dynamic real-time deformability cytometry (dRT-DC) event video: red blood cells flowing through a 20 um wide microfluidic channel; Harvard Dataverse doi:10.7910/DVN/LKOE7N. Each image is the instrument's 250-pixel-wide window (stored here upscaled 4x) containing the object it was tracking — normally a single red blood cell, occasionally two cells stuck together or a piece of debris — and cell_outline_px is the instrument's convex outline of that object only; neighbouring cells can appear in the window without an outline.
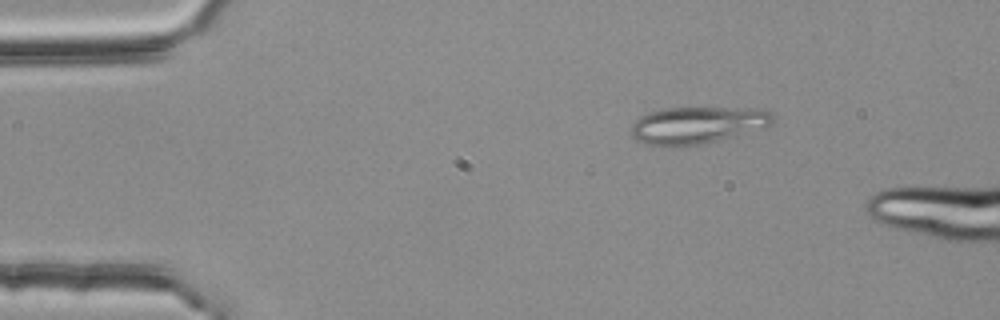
{"species": "common noctule bat (a hibernating species)", "species_latin": "Nyctalus noctula", "temperature_condition": "room temperature", "stored_images_in_passage": 44, "camera_frame_rate_fps": 3000, "um_per_image_px": 0.085, "animal": {"sex": "female", "body_mass_g": 25.1}, "frame": {"image": 1, "passage_image": 2, "time_ms": 0.333, "image_size_px": [1000, 320], "cell_outline_px": [[776, 112], [772, 124], [768, 128], [700, 144], [668, 148], [660, 148], [648, 144], [632, 136], [632, 124], [640, 116], [648, 112], [664, 108], [764, 108]], "centroid_in_image_um": [59.35, 10.63], "position_along_channel_um": 25.6, "area_um2": 31.21}}
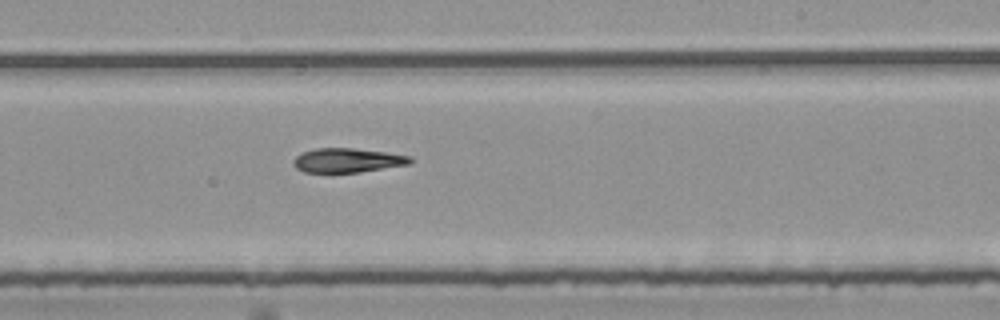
{"frame": {"image": 2, "passage_image": 26, "time_ms": 8.333, "image_size_px": [1000, 320], "cell_outline_px": [[412, 164], [360, 172], [304, 172], [296, 168], [292, 160], [300, 152], [316, 148], [352, 148], [384, 152], [412, 156]], "centroid_in_image_um": [29.54, 13.62], "position_along_channel_um": 259.5, "area_um2": 16.59}}
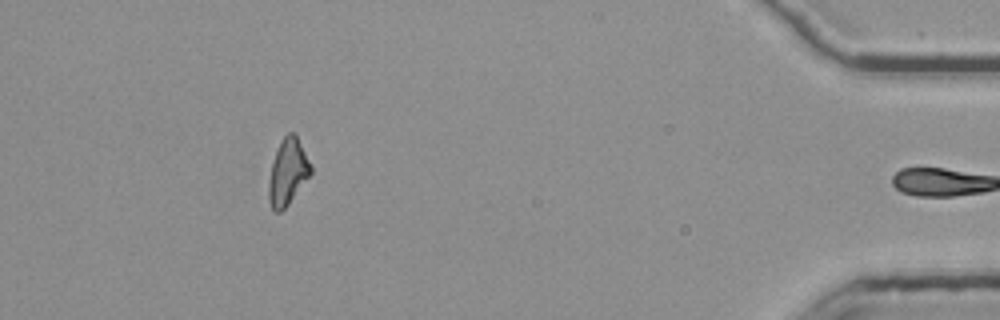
{"frame": {"image": 3, "passage_image": 43, "time_ms": 14.0, "image_size_px": [1000, 320], "cell_outline_px": [[312, 172], [288, 204], [280, 212], [272, 212], [268, 200], [268, 184], [272, 164], [276, 152], [284, 136], [288, 132], [296, 132], [312, 168]], "centroid_in_image_um": [24.45, 14.63], "position_along_channel_um": 410.8, "area_um2": 16.07}}